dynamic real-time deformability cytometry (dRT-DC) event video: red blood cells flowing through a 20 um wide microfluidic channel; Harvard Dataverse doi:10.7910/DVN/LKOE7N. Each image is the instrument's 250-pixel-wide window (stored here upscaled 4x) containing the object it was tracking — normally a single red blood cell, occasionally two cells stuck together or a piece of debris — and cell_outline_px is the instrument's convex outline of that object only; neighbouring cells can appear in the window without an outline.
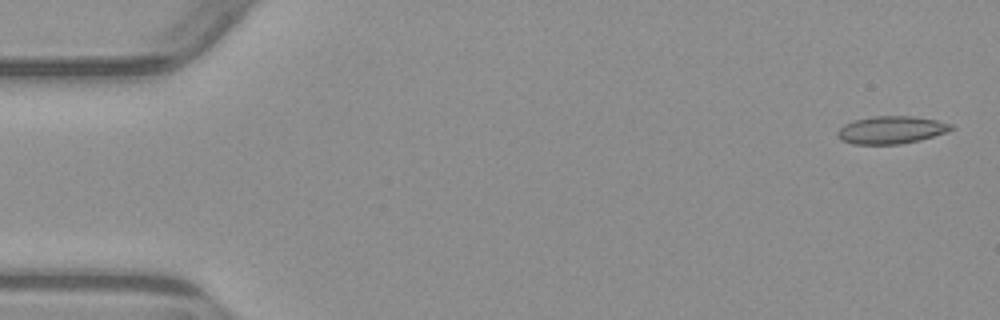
{"species": "common noctule bat (a hibernating species)", "species_latin": "Nyctalus noctula", "temperature_condition": "warm", "stored_images_in_passage": 4, "camera_frame_rate_fps": 3000, "um_per_image_px": 0.085, "animal": {"sex": "male", "body_mass_g": 23.1, "forearm_length_mm": 52.7}, "frame": {"image": 1, "passage_image": 1, "time_ms": 0.0, "image_size_px": [1000, 320], "cell_outline_px": [[956, 128], [948, 132], [920, 140], [900, 144], [852, 144], [840, 140], [836, 136], [836, 132], [844, 124], [852, 120], [872, 116], [912, 116], [936, 120], [952, 124]], "centroid_in_image_um": [75.74, 11.04], "position_along_channel_um": 9.3, "area_um2": 18.55}}
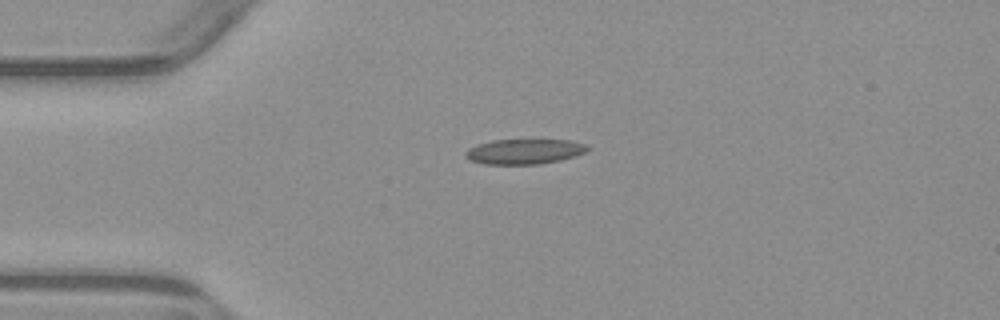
{"frame": {"image": 2, "passage_image": 4, "time_ms": 3.667, "image_size_px": [1000, 320], "cell_outline_px": [[592, 148], [576, 156], [560, 160], [540, 164], [484, 164], [468, 160], [464, 156], [464, 152], [468, 148], [476, 144], [492, 140], [568, 140], [588, 144]], "centroid_in_image_um": [44.56, 12.88], "position_along_channel_um": 40.4, "area_um2": 18.09}}